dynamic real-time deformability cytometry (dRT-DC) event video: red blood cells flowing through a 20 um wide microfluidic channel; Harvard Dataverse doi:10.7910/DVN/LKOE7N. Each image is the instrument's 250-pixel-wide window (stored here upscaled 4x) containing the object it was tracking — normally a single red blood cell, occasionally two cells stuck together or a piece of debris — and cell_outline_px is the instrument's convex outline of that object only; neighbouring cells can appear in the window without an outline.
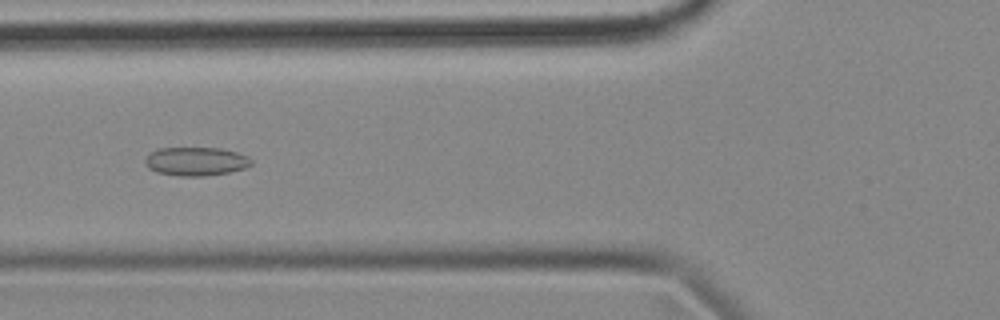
{"species": "common noctule bat (a hibernating species)", "species_latin": "Nyctalus noctula", "temperature_condition": "cold", "stored_images_in_passage": 56, "camera_frame_rate_fps": 3000, "um_per_image_px": 0.085, "animal": {"sex": "female", "body_mass_g": 18.4}, "frame": {"image": 1, "passage_image": 21, "time_ms": 6.667, "image_size_px": [1000, 320], "cell_outline_px": [[252, 164], [244, 168], [228, 172], [204, 176], [180, 176], [156, 172], [148, 168], [144, 164], [144, 160], [152, 152], [160, 148], [220, 148], [236, 152], [248, 156], [252, 160]], "centroid_in_image_um": [16.65, 13.72], "position_along_channel_um": 109.2, "area_um2": 17.63}}
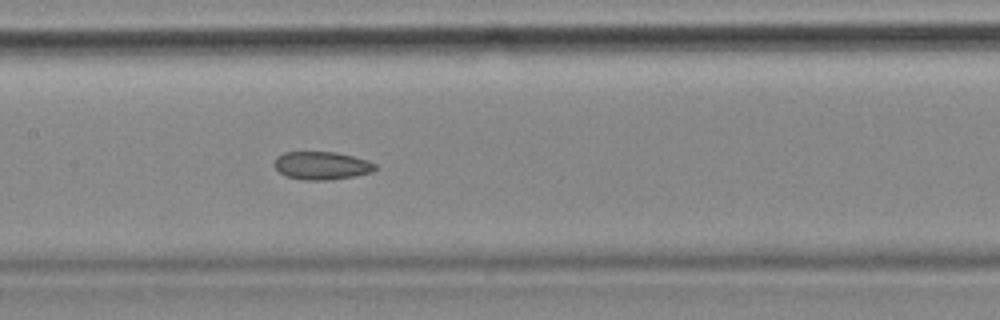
{"frame": {"image": 2, "passage_image": 27, "time_ms": 8.667, "image_size_px": [1000, 320], "cell_outline_px": [[376, 168], [372, 172], [356, 176], [332, 180], [304, 180], [284, 176], [276, 168], [276, 156], [284, 152], [336, 152], [368, 160], [376, 164]], "centroid_in_image_um": [27.37, 14.08], "position_along_channel_um": 180.0, "area_um2": 16.53}}
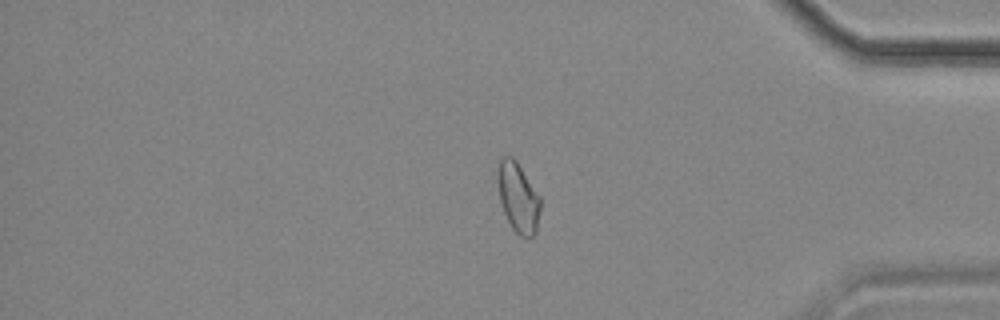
{"frame": {"image": 3, "passage_image": 47, "time_ms": 15.333, "image_size_px": [1000, 320], "cell_outline_px": [[540, 208], [536, 232], [528, 240], [520, 236], [512, 228], [504, 212], [500, 200], [496, 180], [496, 176], [500, 156], [512, 156], [516, 160], [540, 196]], "centroid_in_image_um": [44.02, 16.77], "position_along_channel_um": 391.2, "area_um2": 17.57}, "authors_computed_cell_mechanics": {"area_um2": 17.6579, "velocity_mm_per_s": 3.5521, "shape_relaxation_time_tau1_ms": null, "shape_relaxation_time_tau2_ms": 4.2397, "deformation_change_tau1": null, "deformation_change_tau2": 0.0924}}